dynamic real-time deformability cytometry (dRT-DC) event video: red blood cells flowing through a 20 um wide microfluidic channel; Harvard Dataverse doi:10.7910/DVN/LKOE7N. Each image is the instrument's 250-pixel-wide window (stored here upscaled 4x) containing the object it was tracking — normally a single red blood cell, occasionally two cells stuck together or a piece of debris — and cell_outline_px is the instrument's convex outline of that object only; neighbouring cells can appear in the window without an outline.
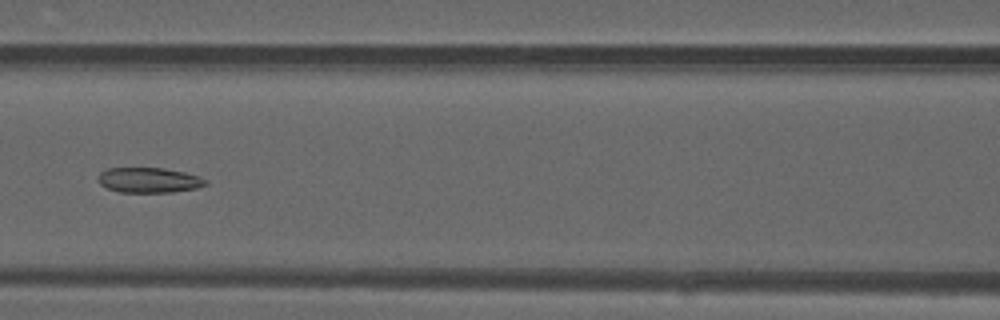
{"species": "common noctule bat (a hibernating species)", "species_latin": "Nyctalus noctula", "temperature_condition": "warm", "stored_images_in_passage": 50, "camera_frame_rate_fps": 3000, "um_per_image_px": 0.085, "animal": {"sex": "male", "forearm_length_mm": 52.5}, "frame": {"image": 1, "passage_image": 23, "time_ms": 7.333, "image_size_px": [1000, 320], "cell_outline_px": [[208, 184], [196, 188], [172, 192], [120, 192], [108, 188], [100, 184], [100, 172], [108, 168], [164, 168], [184, 172], [200, 176], [208, 180]], "centroid_in_image_um": [12.71, 15.31], "position_along_channel_um": 153.9, "area_um2": 15.66}}
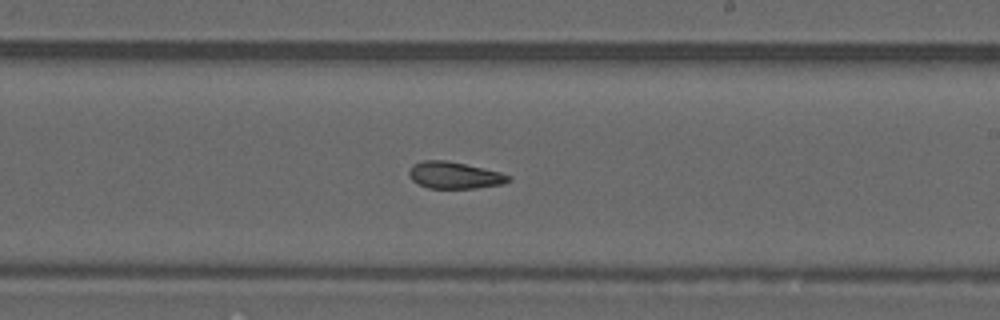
{"frame": {"image": 2, "passage_image": 30, "time_ms": 9.667, "image_size_px": [1000, 320], "cell_outline_px": [[512, 180], [504, 184], [476, 188], [428, 188], [412, 180], [408, 176], [408, 172], [412, 164], [424, 160], [448, 160], [484, 168], [500, 172], [512, 176]], "centroid_in_image_um": [38.65, 14.89], "position_along_channel_um": 250.4, "area_um2": 15.72}}
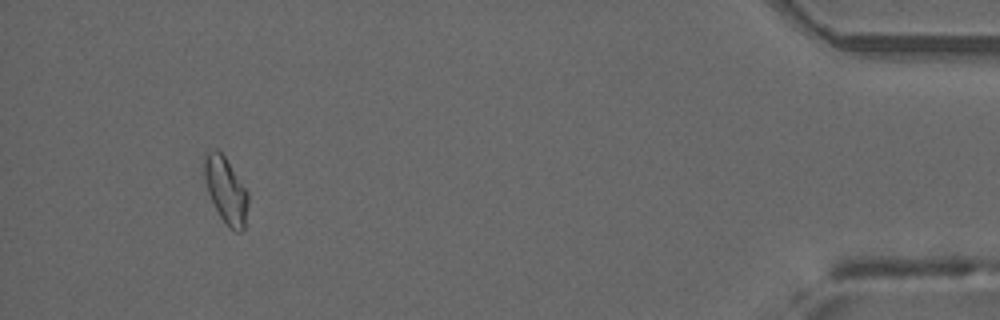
{"frame": {"image": 3, "passage_image": 47, "time_ms": 15.333, "image_size_px": [1000, 320], "cell_outline_px": [[248, 204], [244, 228], [240, 232], [236, 232], [228, 228], [220, 216], [208, 192], [200, 172], [204, 152], [216, 148], [224, 156], [248, 192]], "centroid_in_image_um": [19.13, 16.12], "position_along_channel_um": 416.1, "area_um2": 17.28}, "authors_computed_cell_mechanics": {"area_um2": 16.4152, "velocity_mm_per_s": 4.1529, "shape_relaxation_time_tau1_ms": null, "shape_relaxation_time_tau2_ms": 2.2419, "deformation_change_tau1": null, "deformation_change_tau2": 0.0922}}